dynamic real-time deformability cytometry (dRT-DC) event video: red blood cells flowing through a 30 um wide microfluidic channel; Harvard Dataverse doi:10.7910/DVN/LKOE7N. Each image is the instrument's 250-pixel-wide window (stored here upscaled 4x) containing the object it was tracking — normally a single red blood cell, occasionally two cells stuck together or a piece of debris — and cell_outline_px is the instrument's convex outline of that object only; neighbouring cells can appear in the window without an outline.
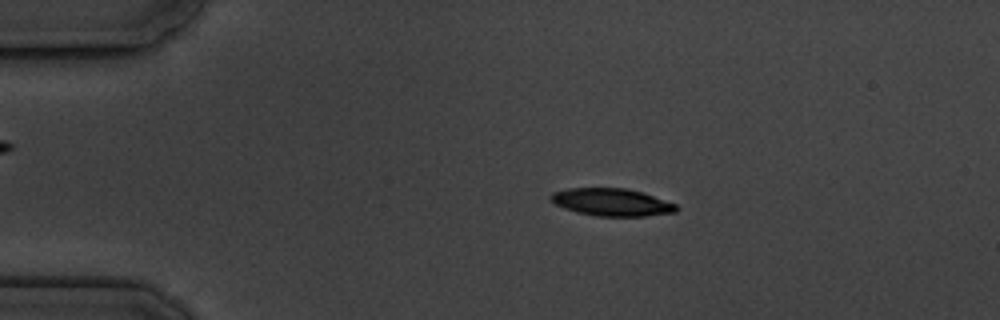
{"species": "common noctule bat (a hibernating species)", "species_latin": "Nyctalus noctula", "temperature_condition": "cold", "stored_images_in_passage": 5, "camera_frame_rate_fps": 3000, "um_per_image_px": 0.085, "animal": {"sex": "male", "body_mass_g": 19.5, "forearm_length_mm": 54.6}, "frame": {"image": 1, "passage_image": 3, "time_ms": 2.333, "image_size_px": [1000, 320], "cell_outline_px": [[680, 208], [676, 212], [644, 216], [596, 216], [576, 212], [564, 208], [548, 200], [548, 196], [552, 192], [568, 188], [624, 188], [640, 192], [676, 204]], "centroid_in_image_um": [51.94, 17.19], "position_along_channel_um": 33.1, "area_um2": 20.11}}